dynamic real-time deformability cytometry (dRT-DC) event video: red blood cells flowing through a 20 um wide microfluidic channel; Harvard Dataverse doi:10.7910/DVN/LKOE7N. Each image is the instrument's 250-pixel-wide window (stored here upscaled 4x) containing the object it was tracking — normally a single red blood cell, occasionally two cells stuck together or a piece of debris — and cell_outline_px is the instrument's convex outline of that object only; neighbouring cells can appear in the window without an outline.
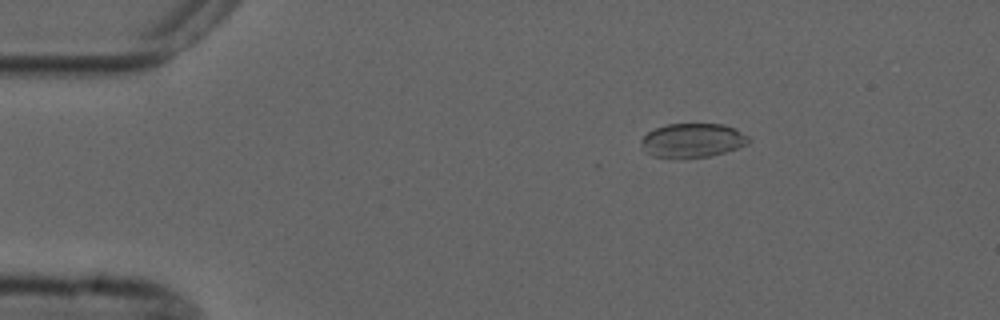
{"species": "common noctule bat (a hibernating species)", "species_latin": "Nyctalus noctula", "temperature_condition": "cold", "stored_images_in_passage": 3, "camera_frame_rate_fps": 3000, "um_per_image_px": 0.085, "animal": {"sex": "male", "forearm_length_mm": 52.5}, "frame": {"image": 1, "passage_image": 1, "time_ms": 0.0, "image_size_px": [1000, 320], "cell_outline_px": [[752, 140], [748, 144], [724, 152], [708, 156], [652, 156], [644, 152], [640, 148], [640, 140], [648, 132], [656, 128], [668, 124], [724, 124], [736, 128], [748, 136]], "centroid_in_image_um": [58.87, 11.9], "position_along_channel_um": 26.1, "area_um2": 21.1}}